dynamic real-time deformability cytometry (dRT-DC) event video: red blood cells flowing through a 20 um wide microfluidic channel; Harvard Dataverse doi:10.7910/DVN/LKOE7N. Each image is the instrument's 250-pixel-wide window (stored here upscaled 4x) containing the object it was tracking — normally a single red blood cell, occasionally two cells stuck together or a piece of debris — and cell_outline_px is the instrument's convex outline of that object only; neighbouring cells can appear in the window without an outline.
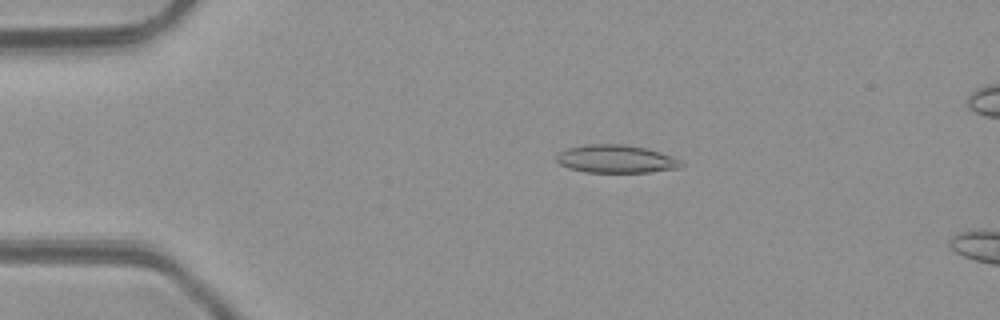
{"species": "common noctule bat (a hibernating species)", "species_latin": "Nyctalus noctula", "temperature_condition": "room temperature", "stored_images_in_passage": 4, "camera_frame_rate_fps": 3000, "um_per_image_px": 0.085, "animal": {"sex": "male", "body_mass_g": 23.1, "forearm_length_mm": 52.7}, "frame": {"image": 1, "passage_image": 4, "time_ms": 4.333, "image_size_px": [1000, 320], "cell_outline_px": [[684, 164], [680, 168], [648, 172], [584, 172], [568, 168], [560, 164], [556, 160], [556, 156], [564, 148], [584, 144], [624, 144], [648, 148], [660, 152], [680, 160]], "centroid_in_image_um": [52.33, 13.5], "position_along_channel_um": 32.7, "area_um2": 20.52}}